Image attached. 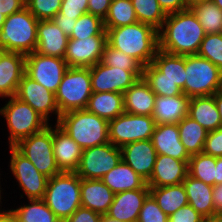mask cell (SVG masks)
<instances>
[{
	"mask_svg": "<svg viewBox=\"0 0 222 222\" xmlns=\"http://www.w3.org/2000/svg\"><path fill=\"white\" fill-rule=\"evenodd\" d=\"M101 63L110 67L132 71L139 79L143 76V66L134 58L114 49L108 43L104 47Z\"/></svg>",
	"mask_w": 222,
	"mask_h": 222,
	"instance_id": "cell-39",
	"label": "cell"
},
{
	"mask_svg": "<svg viewBox=\"0 0 222 222\" xmlns=\"http://www.w3.org/2000/svg\"><path fill=\"white\" fill-rule=\"evenodd\" d=\"M92 93L90 67H68L55 93L60 115L86 109Z\"/></svg>",
	"mask_w": 222,
	"mask_h": 222,
	"instance_id": "cell-7",
	"label": "cell"
},
{
	"mask_svg": "<svg viewBox=\"0 0 222 222\" xmlns=\"http://www.w3.org/2000/svg\"><path fill=\"white\" fill-rule=\"evenodd\" d=\"M53 124L21 140L14 147L48 178L60 174L53 152Z\"/></svg>",
	"mask_w": 222,
	"mask_h": 222,
	"instance_id": "cell-9",
	"label": "cell"
},
{
	"mask_svg": "<svg viewBox=\"0 0 222 222\" xmlns=\"http://www.w3.org/2000/svg\"><path fill=\"white\" fill-rule=\"evenodd\" d=\"M1 175V174H0ZM1 179V178H0ZM0 183H1V181H0ZM3 191V188H2V190H1V185H0V213H2V212H4V211H6L4 208L2 209V206H1V204H2V195L1 194H4V193H1ZM2 209V210H1Z\"/></svg>",
	"mask_w": 222,
	"mask_h": 222,
	"instance_id": "cell-60",
	"label": "cell"
},
{
	"mask_svg": "<svg viewBox=\"0 0 222 222\" xmlns=\"http://www.w3.org/2000/svg\"><path fill=\"white\" fill-rule=\"evenodd\" d=\"M151 141L158 155H168L182 161L190 159V155L180 141L177 124L156 125Z\"/></svg>",
	"mask_w": 222,
	"mask_h": 222,
	"instance_id": "cell-24",
	"label": "cell"
},
{
	"mask_svg": "<svg viewBox=\"0 0 222 222\" xmlns=\"http://www.w3.org/2000/svg\"><path fill=\"white\" fill-rule=\"evenodd\" d=\"M7 98L6 104L0 108V115L7 121L9 147H14L21 140L43 130L50 124L29 104L15 96Z\"/></svg>",
	"mask_w": 222,
	"mask_h": 222,
	"instance_id": "cell-6",
	"label": "cell"
},
{
	"mask_svg": "<svg viewBox=\"0 0 222 222\" xmlns=\"http://www.w3.org/2000/svg\"><path fill=\"white\" fill-rule=\"evenodd\" d=\"M137 222H168V216L149 194L143 202Z\"/></svg>",
	"mask_w": 222,
	"mask_h": 222,
	"instance_id": "cell-43",
	"label": "cell"
},
{
	"mask_svg": "<svg viewBox=\"0 0 222 222\" xmlns=\"http://www.w3.org/2000/svg\"><path fill=\"white\" fill-rule=\"evenodd\" d=\"M185 71L182 93L189 98L211 96L222 90V71L208 59L186 55Z\"/></svg>",
	"mask_w": 222,
	"mask_h": 222,
	"instance_id": "cell-8",
	"label": "cell"
},
{
	"mask_svg": "<svg viewBox=\"0 0 222 222\" xmlns=\"http://www.w3.org/2000/svg\"><path fill=\"white\" fill-rule=\"evenodd\" d=\"M122 160L120 147L112 143L83 150L75 173L82 179H101Z\"/></svg>",
	"mask_w": 222,
	"mask_h": 222,
	"instance_id": "cell-12",
	"label": "cell"
},
{
	"mask_svg": "<svg viewBox=\"0 0 222 222\" xmlns=\"http://www.w3.org/2000/svg\"><path fill=\"white\" fill-rule=\"evenodd\" d=\"M26 0H0V14L5 17L19 12L25 7Z\"/></svg>",
	"mask_w": 222,
	"mask_h": 222,
	"instance_id": "cell-50",
	"label": "cell"
},
{
	"mask_svg": "<svg viewBox=\"0 0 222 222\" xmlns=\"http://www.w3.org/2000/svg\"><path fill=\"white\" fill-rule=\"evenodd\" d=\"M150 86L151 90L160 96H176L182 94V90L175 82L169 79H144Z\"/></svg>",
	"mask_w": 222,
	"mask_h": 222,
	"instance_id": "cell-44",
	"label": "cell"
},
{
	"mask_svg": "<svg viewBox=\"0 0 222 222\" xmlns=\"http://www.w3.org/2000/svg\"><path fill=\"white\" fill-rule=\"evenodd\" d=\"M57 125L83 150L109 143V122L87 109L60 115Z\"/></svg>",
	"mask_w": 222,
	"mask_h": 222,
	"instance_id": "cell-3",
	"label": "cell"
},
{
	"mask_svg": "<svg viewBox=\"0 0 222 222\" xmlns=\"http://www.w3.org/2000/svg\"><path fill=\"white\" fill-rule=\"evenodd\" d=\"M62 0H26L25 7L38 20H51L60 12Z\"/></svg>",
	"mask_w": 222,
	"mask_h": 222,
	"instance_id": "cell-42",
	"label": "cell"
},
{
	"mask_svg": "<svg viewBox=\"0 0 222 222\" xmlns=\"http://www.w3.org/2000/svg\"><path fill=\"white\" fill-rule=\"evenodd\" d=\"M215 185L222 184V157H216Z\"/></svg>",
	"mask_w": 222,
	"mask_h": 222,
	"instance_id": "cell-55",
	"label": "cell"
},
{
	"mask_svg": "<svg viewBox=\"0 0 222 222\" xmlns=\"http://www.w3.org/2000/svg\"><path fill=\"white\" fill-rule=\"evenodd\" d=\"M191 205L204 218L214 216L213 186L197 180L189 175L182 182Z\"/></svg>",
	"mask_w": 222,
	"mask_h": 222,
	"instance_id": "cell-29",
	"label": "cell"
},
{
	"mask_svg": "<svg viewBox=\"0 0 222 222\" xmlns=\"http://www.w3.org/2000/svg\"><path fill=\"white\" fill-rule=\"evenodd\" d=\"M138 22L146 23L159 30L166 19L157 0H131Z\"/></svg>",
	"mask_w": 222,
	"mask_h": 222,
	"instance_id": "cell-38",
	"label": "cell"
},
{
	"mask_svg": "<svg viewBox=\"0 0 222 222\" xmlns=\"http://www.w3.org/2000/svg\"><path fill=\"white\" fill-rule=\"evenodd\" d=\"M38 22L26 7L6 17L0 30V50L33 53L37 48Z\"/></svg>",
	"mask_w": 222,
	"mask_h": 222,
	"instance_id": "cell-4",
	"label": "cell"
},
{
	"mask_svg": "<svg viewBox=\"0 0 222 222\" xmlns=\"http://www.w3.org/2000/svg\"><path fill=\"white\" fill-rule=\"evenodd\" d=\"M185 56L157 50L152 63L143 67L144 79H169L183 90L185 85Z\"/></svg>",
	"mask_w": 222,
	"mask_h": 222,
	"instance_id": "cell-17",
	"label": "cell"
},
{
	"mask_svg": "<svg viewBox=\"0 0 222 222\" xmlns=\"http://www.w3.org/2000/svg\"><path fill=\"white\" fill-rule=\"evenodd\" d=\"M149 194L167 216L188 205L187 194L182 183L164 187H149Z\"/></svg>",
	"mask_w": 222,
	"mask_h": 222,
	"instance_id": "cell-32",
	"label": "cell"
},
{
	"mask_svg": "<svg viewBox=\"0 0 222 222\" xmlns=\"http://www.w3.org/2000/svg\"><path fill=\"white\" fill-rule=\"evenodd\" d=\"M188 175V161L177 160L168 155L156 156L149 187H164L181 184Z\"/></svg>",
	"mask_w": 222,
	"mask_h": 222,
	"instance_id": "cell-21",
	"label": "cell"
},
{
	"mask_svg": "<svg viewBox=\"0 0 222 222\" xmlns=\"http://www.w3.org/2000/svg\"><path fill=\"white\" fill-rule=\"evenodd\" d=\"M166 15L187 9L186 0H157Z\"/></svg>",
	"mask_w": 222,
	"mask_h": 222,
	"instance_id": "cell-51",
	"label": "cell"
},
{
	"mask_svg": "<svg viewBox=\"0 0 222 222\" xmlns=\"http://www.w3.org/2000/svg\"><path fill=\"white\" fill-rule=\"evenodd\" d=\"M112 0H89L88 13L99 16L103 20L107 16Z\"/></svg>",
	"mask_w": 222,
	"mask_h": 222,
	"instance_id": "cell-49",
	"label": "cell"
},
{
	"mask_svg": "<svg viewBox=\"0 0 222 222\" xmlns=\"http://www.w3.org/2000/svg\"><path fill=\"white\" fill-rule=\"evenodd\" d=\"M43 200L64 222L81 207L80 177L75 172H61L48 178Z\"/></svg>",
	"mask_w": 222,
	"mask_h": 222,
	"instance_id": "cell-5",
	"label": "cell"
},
{
	"mask_svg": "<svg viewBox=\"0 0 222 222\" xmlns=\"http://www.w3.org/2000/svg\"><path fill=\"white\" fill-rule=\"evenodd\" d=\"M186 1H187V9H190L196 4L211 2L212 0H186Z\"/></svg>",
	"mask_w": 222,
	"mask_h": 222,
	"instance_id": "cell-57",
	"label": "cell"
},
{
	"mask_svg": "<svg viewBox=\"0 0 222 222\" xmlns=\"http://www.w3.org/2000/svg\"><path fill=\"white\" fill-rule=\"evenodd\" d=\"M89 0H62L60 13L64 17L78 19L84 13H88Z\"/></svg>",
	"mask_w": 222,
	"mask_h": 222,
	"instance_id": "cell-45",
	"label": "cell"
},
{
	"mask_svg": "<svg viewBox=\"0 0 222 222\" xmlns=\"http://www.w3.org/2000/svg\"><path fill=\"white\" fill-rule=\"evenodd\" d=\"M197 55L208 59L222 71V33L206 34Z\"/></svg>",
	"mask_w": 222,
	"mask_h": 222,
	"instance_id": "cell-41",
	"label": "cell"
},
{
	"mask_svg": "<svg viewBox=\"0 0 222 222\" xmlns=\"http://www.w3.org/2000/svg\"><path fill=\"white\" fill-rule=\"evenodd\" d=\"M10 162L13 177L17 180L18 187L23 191L21 199L25 195L27 199H43L46 191L48 177L40 173L32 162L21 154L15 147H9ZM24 194V195H23Z\"/></svg>",
	"mask_w": 222,
	"mask_h": 222,
	"instance_id": "cell-11",
	"label": "cell"
},
{
	"mask_svg": "<svg viewBox=\"0 0 222 222\" xmlns=\"http://www.w3.org/2000/svg\"><path fill=\"white\" fill-rule=\"evenodd\" d=\"M81 207L101 215L108 212L114 199V193L101 179L80 178Z\"/></svg>",
	"mask_w": 222,
	"mask_h": 222,
	"instance_id": "cell-26",
	"label": "cell"
},
{
	"mask_svg": "<svg viewBox=\"0 0 222 222\" xmlns=\"http://www.w3.org/2000/svg\"><path fill=\"white\" fill-rule=\"evenodd\" d=\"M59 28L70 38L77 19L64 17L60 12L56 14L52 19Z\"/></svg>",
	"mask_w": 222,
	"mask_h": 222,
	"instance_id": "cell-52",
	"label": "cell"
},
{
	"mask_svg": "<svg viewBox=\"0 0 222 222\" xmlns=\"http://www.w3.org/2000/svg\"><path fill=\"white\" fill-rule=\"evenodd\" d=\"M138 22L131 0H112L104 19L105 29L117 28Z\"/></svg>",
	"mask_w": 222,
	"mask_h": 222,
	"instance_id": "cell-35",
	"label": "cell"
},
{
	"mask_svg": "<svg viewBox=\"0 0 222 222\" xmlns=\"http://www.w3.org/2000/svg\"><path fill=\"white\" fill-rule=\"evenodd\" d=\"M205 35L191 9L168 14L158 30L159 49L175 55H197Z\"/></svg>",
	"mask_w": 222,
	"mask_h": 222,
	"instance_id": "cell-1",
	"label": "cell"
},
{
	"mask_svg": "<svg viewBox=\"0 0 222 222\" xmlns=\"http://www.w3.org/2000/svg\"><path fill=\"white\" fill-rule=\"evenodd\" d=\"M155 127L156 123L152 116L123 112L109 121V142L121 148L131 142L150 140Z\"/></svg>",
	"mask_w": 222,
	"mask_h": 222,
	"instance_id": "cell-10",
	"label": "cell"
},
{
	"mask_svg": "<svg viewBox=\"0 0 222 222\" xmlns=\"http://www.w3.org/2000/svg\"><path fill=\"white\" fill-rule=\"evenodd\" d=\"M68 69L64 59L37 52L25 55V74L52 93H56Z\"/></svg>",
	"mask_w": 222,
	"mask_h": 222,
	"instance_id": "cell-13",
	"label": "cell"
},
{
	"mask_svg": "<svg viewBox=\"0 0 222 222\" xmlns=\"http://www.w3.org/2000/svg\"><path fill=\"white\" fill-rule=\"evenodd\" d=\"M203 222H222V215H214L204 218Z\"/></svg>",
	"mask_w": 222,
	"mask_h": 222,
	"instance_id": "cell-58",
	"label": "cell"
},
{
	"mask_svg": "<svg viewBox=\"0 0 222 222\" xmlns=\"http://www.w3.org/2000/svg\"><path fill=\"white\" fill-rule=\"evenodd\" d=\"M212 2L215 3L220 10H222V0H212Z\"/></svg>",
	"mask_w": 222,
	"mask_h": 222,
	"instance_id": "cell-62",
	"label": "cell"
},
{
	"mask_svg": "<svg viewBox=\"0 0 222 222\" xmlns=\"http://www.w3.org/2000/svg\"><path fill=\"white\" fill-rule=\"evenodd\" d=\"M69 37L52 20H39L35 52L64 59Z\"/></svg>",
	"mask_w": 222,
	"mask_h": 222,
	"instance_id": "cell-23",
	"label": "cell"
},
{
	"mask_svg": "<svg viewBox=\"0 0 222 222\" xmlns=\"http://www.w3.org/2000/svg\"><path fill=\"white\" fill-rule=\"evenodd\" d=\"M102 215L90 209L79 207L64 222H100Z\"/></svg>",
	"mask_w": 222,
	"mask_h": 222,
	"instance_id": "cell-48",
	"label": "cell"
},
{
	"mask_svg": "<svg viewBox=\"0 0 222 222\" xmlns=\"http://www.w3.org/2000/svg\"><path fill=\"white\" fill-rule=\"evenodd\" d=\"M203 153L214 157H222V127L208 132Z\"/></svg>",
	"mask_w": 222,
	"mask_h": 222,
	"instance_id": "cell-46",
	"label": "cell"
},
{
	"mask_svg": "<svg viewBox=\"0 0 222 222\" xmlns=\"http://www.w3.org/2000/svg\"><path fill=\"white\" fill-rule=\"evenodd\" d=\"M92 92L124 93L139 78L129 70L110 67L101 62L90 67Z\"/></svg>",
	"mask_w": 222,
	"mask_h": 222,
	"instance_id": "cell-15",
	"label": "cell"
},
{
	"mask_svg": "<svg viewBox=\"0 0 222 222\" xmlns=\"http://www.w3.org/2000/svg\"><path fill=\"white\" fill-rule=\"evenodd\" d=\"M15 97L29 104L48 123L52 115H55V124H57L60 118V112L56 103L55 94L38 82L32 80L26 74L22 76Z\"/></svg>",
	"mask_w": 222,
	"mask_h": 222,
	"instance_id": "cell-14",
	"label": "cell"
},
{
	"mask_svg": "<svg viewBox=\"0 0 222 222\" xmlns=\"http://www.w3.org/2000/svg\"><path fill=\"white\" fill-rule=\"evenodd\" d=\"M123 95L126 113L152 116L156 94L143 77L138 79Z\"/></svg>",
	"mask_w": 222,
	"mask_h": 222,
	"instance_id": "cell-27",
	"label": "cell"
},
{
	"mask_svg": "<svg viewBox=\"0 0 222 222\" xmlns=\"http://www.w3.org/2000/svg\"><path fill=\"white\" fill-rule=\"evenodd\" d=\"M107 31V43L114 49L136 59L143 67L152 63L159 49L158 30L153 26L136 22Z\"/></svg>",
	"mask_w": 222,
	"mask_h": 222,
	"instance_id": "cell-2",
	"label": "cell"
},
{
	"mask_svg": "<svg viewBox=\"0 0 222 222\" xmlns=\"http://www.w3.org/2000/svg\"><path fill=\"white\" fill-rule=\"evenodd\" d=\"M122 160L148 181L156 161V150L150 140H139L121 147Z\"/></svg>",
	"mask_w": 222,
	"mask_h": 222,
	"instance_id": "cell-19",
	"label": "cell"
},
{
	"mask_svg": "<svg viewBox=\"0 0 222 222\" xmlns=\"http://www.w3.org/2000/svg\"><path fill=\"white\" fill-rule=\"evenodd\" d=\"M203 220L204 217L189 204L168 216V222H203Z\"/></svg>",
	"mask_w": 222,
	"mask_h": 222,
	"instance_id": "cell-47",
	"label": "cell"
},
{
	"mask_svg": "<svg viewBox=\"0 0 222 222\" xmlns=\"http://www.w3.org/2000/svg\"><path fill=\"white\" fill-rule=\"evenodd\" d=\"M0 222H18V218L12 208H8L6 211L0 213Z\"/></svg>",
	"mask_w": 222,
	"mask_h": 222,
	"instance_id": "cell-54",
	"label": "cell"
},
{
	"mask_svg": "<svg viewBox=\"0 0 222 222\" xmlns=\"http://www.w3.org/2000/svg\"><path fill=\"white\" fill-rule=\"evenodd\" d=\"M213 203L215 209V215H222V184L213 186Z\"/></svg>",
	"mask_w": 222,
	"mask_h": 222,
	"instance_id": "cell-53",
	"label": "cell"
},
{
	"mask_svg": "<svg viewBox=\"0 0 222 222\" xmlns=\"http://www.w3.org/2000/svg\"><path fill=\"white\" fill-rule=\"evenodd\" d=\"M91 36H107L104 20L91 13L80 16L69 39L88 38Z\"/></svg>",
	"mask_w": 222,
	"mask_h": 222,
	"instance_id": "cell-40",
	"label": "cell"
},
{
	"mask_svg": "<svg viewBox=\"0 0 222 222\" xmlns=\"http://www.w3.org/2000/svg\"><path fill=\"white\" fill-rule=\"evenodd\" d=\"M53 152L61 172H75L83 149L57 124L53 125Z\"/></svg>",
	"mask_w": 222,
	"mask_h": 222,
	"instance_id": "cell-22",
	"label": "cell"
},
{
	"mask_svg": "<svg viewBox=\"0 0 222 222\" xmlns=\"http://www.w3.org/2000/svg\"><path fill=\"white\" fill-rule=\"evenodd\" d=\"M177 125L179 128L180 141L188 154L191 156L202 153L209 131L189 116L184 117Z\"/></svg>",
	"mask_w": 222,
	"mask_h": 222,
	"instance_id": "cell-33",
	"label": "cell"
},
{
	"mask_svg": "<svg viewBox=\"0 0 222 222\" xmlns=\"http://www.w3.org/2000/svg\"><path fill=\"white\" fill-rule=\"evenodd\" d=\"M149 195V186L114 194L106 216L120 222H137L144 200Z\"/></svg>",
	"mask_w": 222,
	"mask_h": 222,
	"instance_id": "cell-18",
	"label": "cell"
},
{
	"mask_svg": "<svg viewBox=\"0 0 222 222\" xmlns=\"http://www.w3.org/2000/svg\"><path fill=\"white\" fill-rule=\"evenodd\" d=\"M86 109L109 122L125 112L124 95L119 92H93Z\"/></svg>",
	"mask_w": 222,
	"mask_h": 222,
	"instance_id": "cell-31",
	"label": "cell"
},
{
	"mask_svg": "<svg viewBox=\"0 0 222 222\" xmlns=\"http://www.w3.org/2000/svg\"><path fill=\"white\" fill-rule=\"evenodd\" d=\"M206 34L222 33V10L211 2L196 4L190 8Z\"/></svg>",
	"mask_w": 222,
	"mask_h": 222,
	"instance_id": "cell-37",
	"label": "cell"
},
{
	"mask_svg": "<svg viewBox=\"0 0 222 222\" xmlns=\"http://www.w3.org/2000/svg\"><path fill=\"white\" fill-rule=\"evenodd\" d=\"M28 204L12 209L18 222H62L43 199H28Z\"/></svg>",
	"mask_w": 222,
	"mask_h": 222,
	"instance_id": "cell-34",
	"label": "cell"
},
{
	"mask_svg": "<svg viewBox=\"0 0 222 222\" xmlns=\"http://www.w3.org/2000/svg\"><path fill=\"white\" fill-rule=\"evenodd\" d=\"M101 180L115 193L144 188L147 181L121 160Z\"/></svg>",
	"mask_w": 222,
	"mask_h": 222,
	"instance_id": "cell-28",
	"label": "cell"
},
{
	"mask_svg": "<svg viewBox=\"0 0 222 222\" xmlns=\"http://www.w3.org/2000/svg\"><path fill=\"white\" fill-rule=\"evenodd\" d=\"M24 74L25 55L0 50V97L3 100L16 95Z\"/></svg>",
	"mask_w": 222,
	"mask_h": 222,
	"instance_id": "cell-20",
	"label": "cell"
},
{
	"mask_svg": "<svg viewBox=\"0 0 222 222\" xmlns=\"http://www.w3.org/2000/svg\"><path fill=\"white\" fill-rule=\"evenodd\" d=\"M100 222H120V221L114 220L106 215H102Z\"/></svg>",
	"mask_w": 222,
	"mask_h": 222,
	"instance_id": "cell-59",
	"label": "cell"
},
{
	"mask_svg": "<svg viewBox=\"0 0 222 222\" xmlns=\"http://www.w3.org/2000/svg\"><path fill=\"white\" fill-rule=\"evenodd\" d=\"M190 99L184 93L176 96L156 95L152 117L159 124H178L188 116Z\"/></svg>",
	"mask_w": 222,
	"mask_h": 222,
	"instance_id": "cell-25",
	"label": "cell"
},
{
	"mask_svg": "<svg viewBox=\"0 0 222 222\" xmlns=\"http://www.w3.org/2000/svg\"><path fill=\"white\" fill-rule=\"evenodd\" d=\"M213 96L215 98V103L219 111L221 123H222V90L216 92Z\"/></svg>",
	"mask_w": 222,
	"mask_h": 222,
	"instance_id": "cell-56",
	"label": "cell"
},
{
	"mask_svg": "<svg viewBox=\"0 0 222 222\" xmlns=\"http://www.w3.org/2000/svg\"><path fill=\"white\" fill-rule=\"evenodd\" d=\"M188 116L197 121L207 131L222 127L220 114L213 95L192 97L189 103Z\"/></svg>",
	"mask_w": 222,
	"mask_h": 222,
	"instance_id": "cell-30",
	"label": "cell"
},
{
	"mask_svg": "<svg viewBox=\"0 0 222 222\" xmlns=\"http://www.w3.org/2000/svg\"><path fill=\"white\" fill-rule=\"evenodd\" d=\"M107 36L69 39L64 60L68 67H92L101 62Z\"/></svg>",
	"mask_w": 222,
	"mask_h": 222,
	"instance_id": "cell-16",
	"label": "cell"
},
{
	"mask_svg": "<svg viewBox=\"0 0 222 222\" xmlns=\"http://www.w3.org/2000/svg\"><path fill=\"white\" fill-rule=\"evenodd\" d=\"M216 157L205 153L191 155L188 161V175L207 185H215Z\"/></svg>",
	"mask_w": 222,
	"mask_h": 222,
	"instance_id": "cell-36",
	"label": "cell"
},
{
	"mask_svg": "<svg viewBox=\"0 0 222 222\" xmlns=\"http://www.w3.org/2000/svg\"><path fill=\"white\" fill-rule=\"evenodd\" d=\"M6 20V17L3 14H0V30L2 29V26Z\"/></svg>",
	"mask_w": 222,
	"mask_h": 222,
	"instance_id": "cell-61",
	"label": "cell"
}]
</instances>
